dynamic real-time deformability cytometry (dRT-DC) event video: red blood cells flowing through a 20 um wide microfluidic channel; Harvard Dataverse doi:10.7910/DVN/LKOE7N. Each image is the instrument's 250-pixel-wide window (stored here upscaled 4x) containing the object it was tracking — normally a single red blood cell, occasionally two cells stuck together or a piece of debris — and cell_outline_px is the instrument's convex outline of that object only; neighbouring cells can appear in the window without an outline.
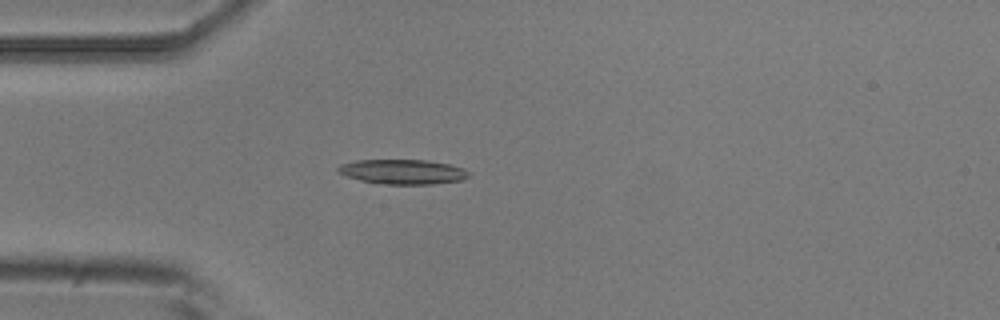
{"species": "common noctule bat (a hibernating species)", "species_latin": "Nyctalus noctula", "temperature_condition": "room temperature", "stored_images_in_passage": 40, "camera_frame_rate_fps": 3000, "um_per_image_px": 0.085, "animal": {"sex": "male", "body_mass_g": 20.5, "forearm_length_mm": 52.5}, "frame": {"image": 1, "passage_image": 1, "time_ms": 0.0, "image_size_px": [1000, 320], "cell_outline_px": [[472, 176], [464, 180], [432, 184], [384, 184], [360, 180], [336, 172], [336, 168], [340, 164], [356, 160], [428, 160], [448, 164], [464, 168], [472, 172]], "centroid_in_image_um": [34.29, 14.6], "position_along_channel_um": 50.7, "area_um2": 19.07}}
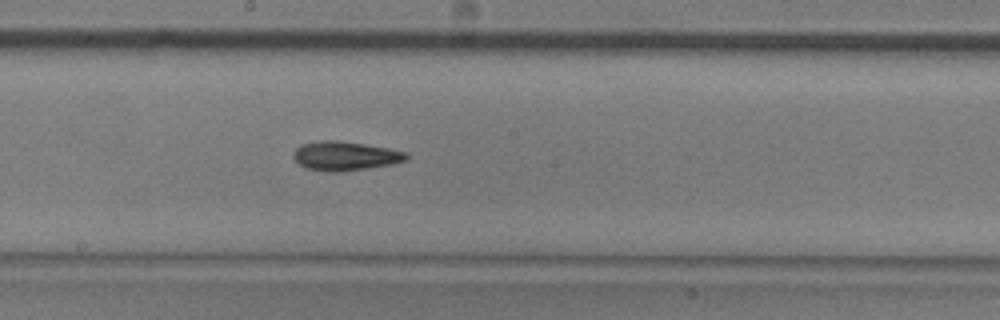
{"frame": {"image": 2, "passage_image": 15, "time_ms": 4.667, "image_size_px": [1000, 320], "cell_outline_px": [[408, 160], [392, 164], [340, 172], [328, 172], [304, 168], [292, 156], [292, 152], [300, 144], [320, 140], [336, 140], [364, 144], [388, 148], [408, 152]], "centroid_in_image_um": [29.31, 13.25], "position_along_channel_um": 218.9, "area_um2": 19.31}}
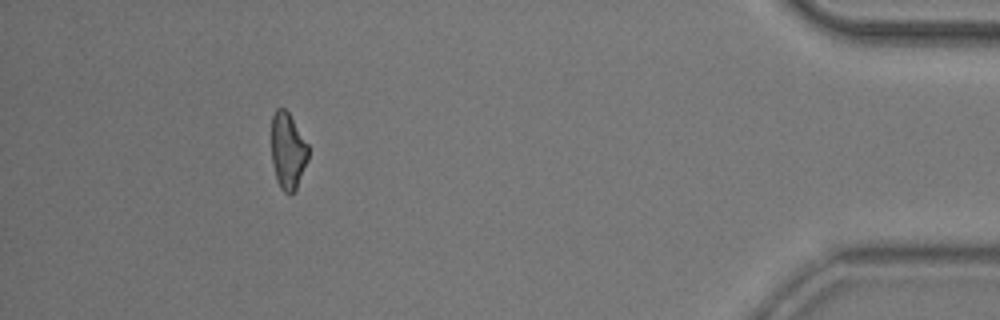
{"frame": {"image": 3, "passage_image": 35, "time_ms": 11.333, "image_size_px": [1000, 320], "cell_outline_px": [[308, 160], [296, 188], [292, 192], [284, 192], [280, 188], [276, 180], [272, 164], [272, 116], [276, 108], [284, 108], [288, 112], [308, 144]], "centroid_in_image_um": [24.46, 12.82], "position_along_channel_um": 410.7, "area_um2": 16.3}, "authors_computed_cell_mechanics": {"area_um2": 18.0625, "velocity_mm_per_s": 3.7683, "shape_relaxation_time_tau1_ms": 5.2434, "shape_relaxation_time_tau2_ms": 4.656, "deformation_change_tau1": 0.1615, "deformation_change_tau2": 0.134}}